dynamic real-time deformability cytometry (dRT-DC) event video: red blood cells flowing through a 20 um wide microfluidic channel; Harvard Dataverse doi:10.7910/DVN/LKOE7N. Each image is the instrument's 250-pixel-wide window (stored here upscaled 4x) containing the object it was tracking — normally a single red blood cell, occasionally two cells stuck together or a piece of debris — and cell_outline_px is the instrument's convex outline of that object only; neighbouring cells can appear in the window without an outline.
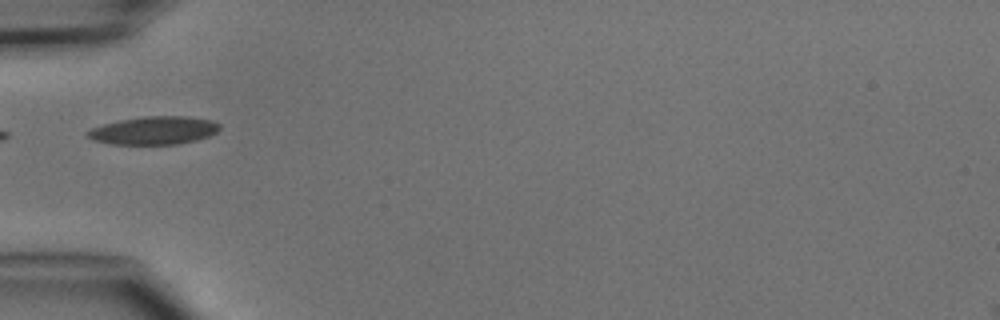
{"species": "common noctule bat (a hibernating species)", "species_latin": "Nyctalus noctula", "temperature_condition": "cold", "stored_images_in_passage": 2, "camera_frame_rate_fps": 3000, "um_per_image_px": 0.085, "animal": {"sex": "male", "body_mass_g": 15.6}, "frame": {"image": 1, "passage_image": 2, "time_ms": 1.0, "image_size_px": [1000, 320], "cell_outline_px": [[220, 128], [216, 132], [208, 136], [196, 140], [176, 144], [112, 144], [92, 140], [84, 132], [92, 128], [104, 124], [120, 120], [144, 116], [184, 116], [212, 120], [220, 124]], "centroid_in_image_um": [13.08, 11.08], "position_along_channel_um": 71.9, "area_um2": 21.5}}